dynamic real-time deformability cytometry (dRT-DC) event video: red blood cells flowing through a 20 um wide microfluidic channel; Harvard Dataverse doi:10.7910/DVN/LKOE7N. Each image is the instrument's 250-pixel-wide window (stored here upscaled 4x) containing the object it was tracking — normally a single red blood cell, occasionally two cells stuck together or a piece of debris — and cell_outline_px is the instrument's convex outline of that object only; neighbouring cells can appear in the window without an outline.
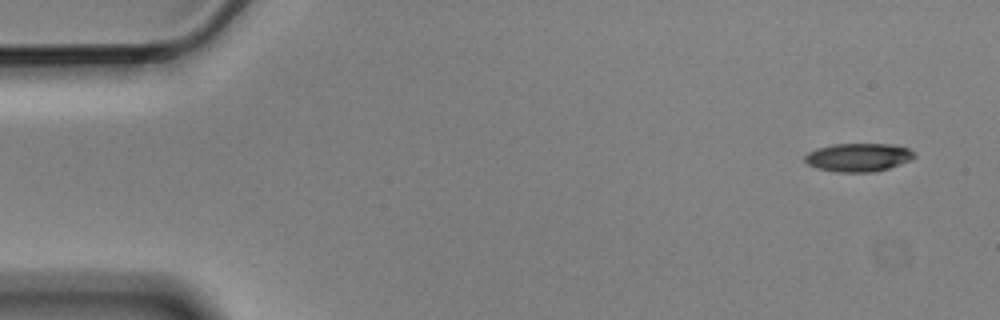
{"species": "Egyptian fruit bat (a non-hibernating species)", "species_latin": "Rousettus aegyptiacus", "temperature_condition": "cold", "stored_images_in_passage": 6, "camera_frame_rate_fps": 3000, "um_per_image_px": 0.085, "animal": {"sex": "male"}, "frame": {"image": 1, "passage_image": 1, "time_ms": 0.0, "image_size_px": [1000, 320], "cell_outline_px": [[916, 156], [912, 160], [888, 168], [872, 172], [836, 172], [816, 168], [808, 164], [804, 160], [804, 156], [808, 152], [816, 148], [832, 144], [896, 144], [908, 148], [916, 152]], "centroid_in_image_um": [72.98, 13.37], "position_along_channel_um": 12.0, "area_um2": 18.32}}
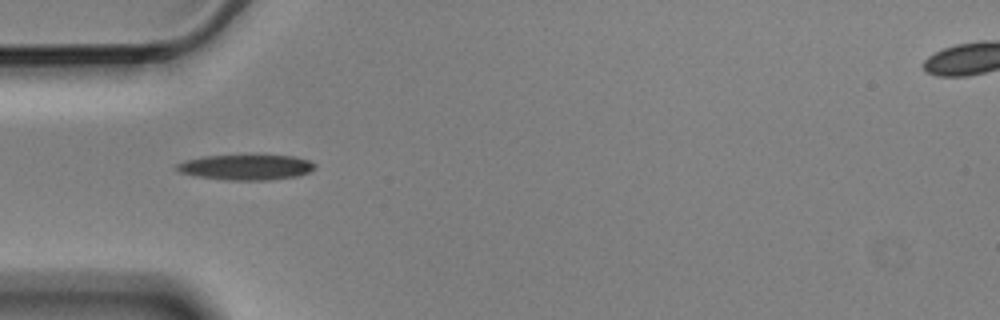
{"frame": {"image": 2, "passage_image": 5, "time_ms": 1.333, "image_size_px": [1000, 320], "cell_outline_px": [[316, 168], [312, 172], [300, 176], [268, 180], [224, 180], [192, 176], [180, 172], [176, 168], [176, 164], [184, 160], [204, 156], [292, 156], [308, 160], [316, 164]], "centroid_in_image_um": [20.92, 14.23], "position_along_channel_um": 64.1, "area_um2": 20.52}}
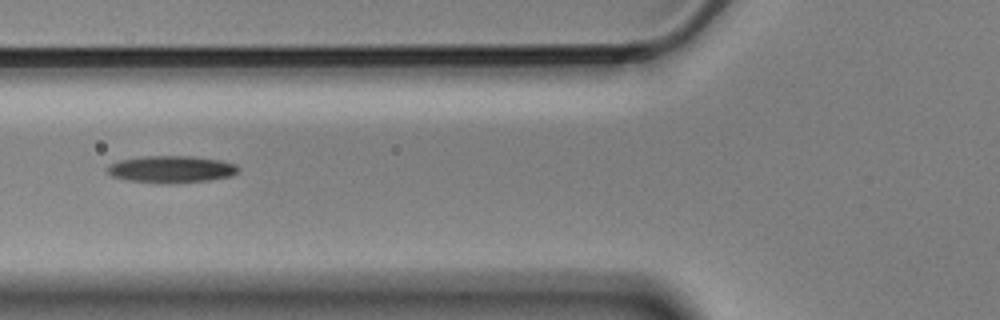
{"frame": {"image": 3, "passage_image": 6, "time_ms": 1.667, "image_size_px": [1000, 320], "cell_outline_px": [[240, 168], [232, 176], [208, 180], [172, 184], [168, 184], [128, 180], [112, 176], [108, 172], [108, 164], [120, 160], [144, 156], [192, 156], [220, 160], [236, 164]], "centroid_in_image_um": [14.57, 14.39], "position_along_channel_um": 111.2, "area_um2": 20.63}}